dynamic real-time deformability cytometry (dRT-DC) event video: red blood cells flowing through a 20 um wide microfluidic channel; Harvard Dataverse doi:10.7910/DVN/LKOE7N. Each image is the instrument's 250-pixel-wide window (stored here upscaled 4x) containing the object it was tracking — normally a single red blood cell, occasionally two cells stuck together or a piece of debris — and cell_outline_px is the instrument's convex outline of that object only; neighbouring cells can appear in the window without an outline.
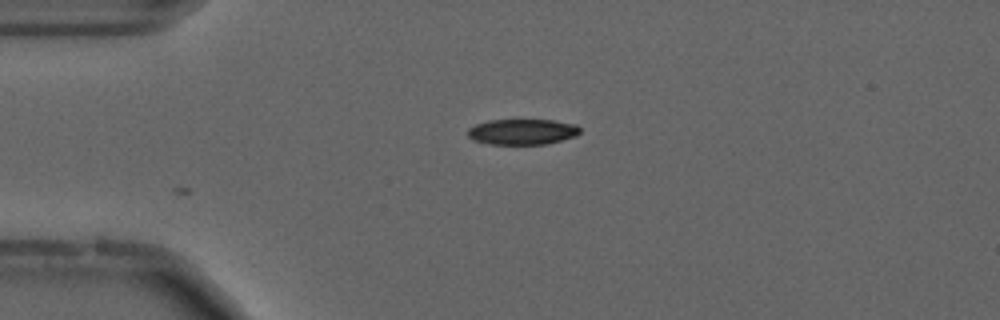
{"species": "common noctule bat (a hibernating species)", "species_latin": "Nyctalus noctula", "temperature_condition": "cold", "stored_images_in_passage": 3, "camera_frame_rate_fps": 3000, "um_per_image_px": 0.085, "animal": {"sex": "male", "forearm_length_mm": 52.5}, "frame": {"image": 1, "passage_image": 1, "time_ms": 0.0, "image_size_px": [1000, 320], "cell_outline_px": [[580, 132], [576, 136], [548, 144], [488, 144], [472, 140], [468, 136], [468, 128], [476, 124], [488, 120], [552, 120], [576, 124], [580, 128]], "centroid_in_image_um": [44.39, 11.2], "position_along_channel_um": 40.6, "area_um2": 16.88}}